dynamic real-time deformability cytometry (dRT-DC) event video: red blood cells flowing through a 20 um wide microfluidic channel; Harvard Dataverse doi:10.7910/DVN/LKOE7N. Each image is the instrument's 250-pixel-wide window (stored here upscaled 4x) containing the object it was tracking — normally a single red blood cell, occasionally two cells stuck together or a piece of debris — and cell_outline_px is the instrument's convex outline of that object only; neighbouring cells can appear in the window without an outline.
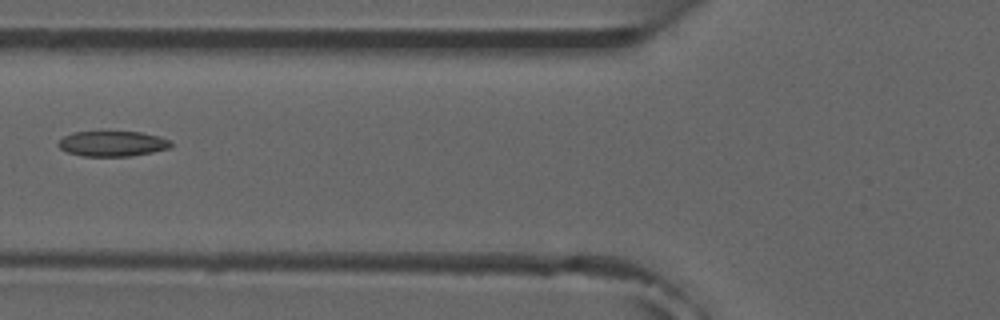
{"species": "common noctule bat (a hibernating species)", "species_latin": "Nyctalus noctula", "temperature_condition": "room temperature", "stored_images_in_passage": 3, "camera_frame_rate_fps": 3000, "um_per_image_px": 0.085, "animal": {"sex": "male", "forearm_length_mm": 52.5}, "frame": {"image": 1, "passage_image": 3, "time_ms": 2.333, "image_size_px": [1000, 320], "cell_outline_px": [[172, 144], [168, 148], [152, 152], [128, 156], [84, 156], [68, 152], [60, 148], [56, 144], [64, 136], [72, 132], [140, 132], [156, 136], [168, 140]], "centroid_in_image_um": [9.51, 12.21], "position_along_channel_um": 116.3, "area_um2": 16.3}}